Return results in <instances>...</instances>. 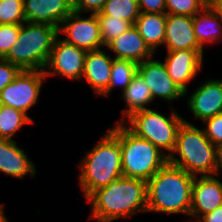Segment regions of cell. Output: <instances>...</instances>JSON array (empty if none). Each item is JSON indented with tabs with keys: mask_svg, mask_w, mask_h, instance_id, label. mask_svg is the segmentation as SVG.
<instances>
[{
	"mask_svg": "<svg viewBox=\"0 0 222 222\" xmlns=\"http://www.w3.org/2000/svg\"><path fill=\"white\" fill-rule=\"evenodd\" d=\"M207 3L206 0H166V14L193 17Z\"/></svg>",
	"mask_w": 222,
	"mask_h": 222,
	"instance_id": "obj_28",
	"label": "cell"
},
{
	"mask_svg": "<svg viewBox=\"0 0 222 222\" xmlns=\"http://www.w3.org/2000/svg\"><path fill=\"white\" fill-rule=\"evenodd\" d=\"M97 18L104 47L133 26L129 21L113 16L97 15Z\"/></svg>",
	"mask_w": 222,
	"mask_h": 222,
	"instance_id": "obj_26",
	"label": "cell"
},
{
	"mask_svg": "<svg viewBox=\"0 0 222 222\" xmlns=\"http://www.w3.org/2000/svg\"><path fill=\"white\" fill-rule=\"evenodd\" d=\"M96 15H108L124 19L133 25L140 15L138 0H107L103 8Z\"/></svg>",
	"mask_w": 222,
	"mask_h": 222,
	"instance_id": "obj_25",
	"label": "cell"
},
{
	"mask_svg": "<svg viewBox=\"0 0 222 222\" xmlns=\"http://www.w3.org/2000/svg\"><path fill=\"white\" fill-rule=\"evenodd\" d=\"M197 222H222V205L214 211L204 214Z\"/></svg>",
	"mask_w": 222,
	"mask_h": 222,
	"instance_id": "obj_34",
	"label": "cell"
},
{
	"mask_svg": "<svg viewBox=\"0 0 222 222\" xmlns=\"http://www.w3.org/2000/svg\"><path fill=\"white\" fill-rule=\"evenodd\" d=\"M176 154L180 156L177 157ZM168 162L193 176L219 175L216 146L199 129L184 119Z\"/></svg>",
	"mask_w": 222,
	"mask_h": 222,
	"instance_id": "obj_4",
	"label": "cell"
},
{
	"mask_svg": "<svg viewBox=\"0 0 222 222\" xmlns=\"http://www.w3.org/2000/svg\"><path fill=\"white\" fill-rule=\"evenodd\" d=\"M216 153H217V163L219 166V173H220V171L222 170V142L216 145Z\"/></svg>",
	"mask_w": 222,
	"mask_h": 222,
	"instance_id": "obj_35",
	"label": "cell"
},
{
	"mask_svg": "<svg viewBox=\"0 0 222 222\" xmlns=\"http://www.w3.org/2000/svg\"><path fill=\"white\" fill-rule=\"evenodd\" d=\"M122 95L128 109L121 110L123 115L121 119L123 121H119V123H124L125 118L130 117L133 113L147 109L146 106L154 101L149 87L138 73L122 92Z\"/></svg>",
	"mask_w": 222,
	"mask_h": 222,
	"instance_id": "obj_22",
	"label": "cell"
},
{
	"mask_svg": "<svg viewBox=\"0 0 222 222\" xmlns=\"http://www.w3.org/2000/svg\"><path fill=\"white\" fill-rule=\"evenodd\" d=\"M113 59L102 49L86 54L82 78L98 96L108 89Z\"/></svg>",
	"mask_w": 222,
	"mask_h": 222,
	"instance_id": "obj_18",
	"label": "cell"
},
{
	"mask_svg": "<svg viewBox=\"0 0 222 222\" xmlns=\"http://www.w3.org/2000/svg\"><path fill=\"white\" fill-rule=\"evenodd\" d=\"M33 123V119L21 110L2 105L0 108V138L13 140L23 125Z\"/></svg>",
	"mask_w": 222,
	"mask_h": 222,
	"instance_id": "obj_23",
	"label": "cell"
},
{
	"mask_svg": "<svg viewBox=\"0 0 222 222\" xmlns=\"http://www.w3.org/2000/svg\"><path fill=\"white\" fill-rule=\"evenodd\" d=\"M212 4L222 12V0H214Z\"/></svg>",
	"mask_w": 222,
	"mask_h": 222,
	"instance_id": "obj_37",
	"label": "cell"
},
{
	"mask_svg": "<svg viewBox=\"0 0 222 222\" xmlns=\"http://www.w3.org/2000/svg\"><path fill=\"white\" fill-rule=\"evenodd\" d=\"M194 176L167 162L147 181V211L190 215Z\"/></svg>",
	"mask_w": 222,
	"mask_h": 222,
	"instance_id": "obj_2",
	"label": "cell"
},
{
	"mask_svg": "<svg viewBox=\"0 0 222 222\" xmlns=\"http://www.w3.org/2000/svg\"><path fill=\"white\" fill-rule=\"evenodd\" d=\"M87 52L75 45L56 38L44 69L46 77L60 75L70 80H81Z\"/></svg>",
	"mask_w": 222,
	"mask_h": 222,
	"instance_id": "obj_10",
	"label": "cell"
},
{
	"mask_svg": "<svg viewBox=\"0 0 222 222\" xmlns=\"http://www.w3.org/2000/svg\"><path fill=\"white\" fill-rule=\"evenodd\" d=\"M215 176H194L189 215L194 219L197 218L194 222L222 205V182Z\"/></svg>",
	"mask_w": 222,
	"mask_h": 222,
	"instance_id": "obj_13",
	"label": "cell"
},
{
	"mask_svg": "<svg viewBox=\"0 0 222 222\" xmlns=\"http://www.w3.org/2000/svg\"><path fill=\"white\" fill-rule=\"evenodd\" d=\"M194 119L204 121L222 113V80L208 79L187 100Z\"/></svg>",
	"mask_w": 222,
	"mask_h": 222,
	"instance_id": "obj_14",
	"label": "cell"
},
{
	"mask_svg": "<svg viewBox=\"0 0 222 222\" xmlns=\"http://www.w3.org/2000/svg\"><path fill=\"white\" fill-rule=\"evenodd\" d=\"M21 24H0V58L3 59L16 43Z\"/></svg>",
	"mask_w": 222,
	"mask_h": 222,
	"instance_id": "obj_29",
	"label": "cell"
},
{
	"mask_svg": "<svg viewBox=\"0 0 222 222\" xmlns=\"http://www.w3.org/2000/svg\"><path fill=\"white\" fill-rule=\"evenodd\" d=\"M80 165V189L87 199L97 189L123 176L118 138L108 130L87 152Z\"/></svg>",
	"mask_w": 222,
	"mask_h": 222,
	"instance_id": "obj_3",
	"label": "cell"
},
{
	"mask_svg": "<svg viewBox=\"0 0 222 222\" xmlns=\"http://www.w3.org/2000/svg\"><path fill=\"white\" fill-rule=\"evenodd\" d=\"M107 0H74L73 11L76 12H92L97 14L101 11Z\"/></svg>",
	"mask_w": 222,
	"mask_h": 222,
	"instance_id": "obj_32",
	"label": "cell"
},
{
	"mask_svg": "<svg viewBox=\"0 0 222 222\" xmlns=\"http://www.w3.org/2000/svg\"><path fill=\"white\" fill-rule=\"evenodd\" d=\"M105 47L115 53L114 59L129 60L136 64L154 56V52L145 43L134 25L110 41Z\"/></svg>",
	"mask_w": 222,
	"mask_h": 222,
	"instance_id": "obj_17",
	"label": "cell"
},
{
	"mask_svg": "<svg viewBox=\"0 0 222 222\" xmlns=\"http://www.w3.org/2000/svg\"><path fill=\"white\" fill-rule=\"evenodd\" d=\"M137 73L149 87L153 100L162 98L171 102L185 96L168 75L164 63L153 57L139 63Z\"/></svg>",
	"mask_w": 222,
	"mask_h": 222,
	"instance_id": "obj_11",
	"label": "cell"
},
{
	"mask_svg": "<svg viewBox=\"0 0 222 222\" xmlns=\"http://www.w3.org/2000/svg\"><path fill=\"white\" fill-rule=\"evenodd\" d=\"M23 0H0V24H23Z\"/></svg>",
	"mask_w": 222,
	"mask_h": 222,
	"instance_id": "obj_27",
	"label": "cell"
},
{
	"mask_svg": "<svg viewBox=\"0 0 222 222\" xmlns=\"http://www.w3.org/2000/svg\"><path fill=\"white\" fill-rule=\"evenodd\" d=\"M25 21L48 24L59 28L61 22L73 11L70 0H23Z\"/></svg>",
	"mask_w": 222,
	"mask_h": 222,
	"instance_id": "obj_15",
	"label": "cell"
},
{
	"mask_svg": "<svg viewBox=\"0 0 222 222\" xmlns=\"http://www.w3.org/2000/svg\"><path fill=\"white\" fill-rule=\"evenodd\" d=\"M204 50H175L167 51L165 61H163L167 73L173 82L185 92L197 73L203 67Z\"/></svg>",
	"mask_w": 222,
	"mask_h": 222,
	"instance_id": "obj_12",
	"label": "cell"
},
{
	"mask_svg": "<svg viewBox=\"0 0 222 222\" xmlns=\"http://www.w3.org/2000/svg\"><path fill=\"white\" fill-rule=\"evenodd\" d=\"M44 80L46 81L44 71L21 70L0 92V102L27 114V111L37 103Z\"/></svg>",
	"mask_w": 222,
	"mask_h": 222,
	"instance_id": "obj_8",
	"label": "cell"
},
{
	"mask_svg": "<svg viewBox=\"0 0 222 222\" xmlns=\"http://www.w3.org/2000/svg\"><path fill=\"white\" fill-rule=\"evenodd\" d=\"M125 120L126 123L129 122L125 126L131 132L150 141L167 156H170L175 148L177 131L184 121L175 109L166 117L150 108L135 112Z\"/></svg>",
	"mask_w": 222,
	"mask_h": 222,
	"instance_id": "obj_7",
	"label": "cell"
},
{
	"mask_svg": "<svg viewBox=\"0 0 222 222\" xmlns=\"http://www.w3.org/2000/svg\"><path fill=\"white\" fill-rule=\"evenodd\" d=\"M192 18L195 37L202 48L205 43L222 39V12L212 3H207Z\"/></svg>",
	"mask_w": 222,
	"mask_h": 222,
	"instance_id": "obj_20",
	"label": "cell"
},
{
	"mask_svg": "<svg viewBox=\"0 0 222 222\" xmlns=\"http://www.w3.org/2000/svg\"><path fill=\"white\" fill-rule=\"evenodd\" d=\"M20 71L18 66L0 58V92L15 79Z\"/></svg>",
	"mask_w": 222,
	"mask_h": 222,
	"instance_id": "obj_31",
	"label": "cell"
},
{
	"mask_svg": "<svg viewBox=\"0 0 222 222\" xmlns=\"http://www.w3.org/2000/svg\"><path fill=\"white\" fill-rule=\"evenodd\" d=\"M0 171L8 176L23 179L28 174H36V167L24 149L15 140L0 138Z\"/></svg>",
	"mask_w": 222,
	"mask_h": 222,
	"instance_id": "obj_19",
	"label": "cell"
},
{
	"mask_svg": "<svg viewBox=\"0 0 222 222\" xmlns=\"http://www.w3.org/2000/svg\"><path fill=\"white\" fill-rule=\"evenodd\" d=\"M208 3H212L214 0H206Z\"/></svg>",
	"mask_w": 222,
	"mask_h": 222,
	"instance_id": "obj_38",
	"label": "cell"
},
{
	"mask_svg": "<svg viewBox=\"0 0 222 222\" xmlns=\"http://www.w3.org/2000/svg\"><path fill=\"white\" fill-rule=\"evenodd\" d=\"M58 36L57 27L24 22L16 43L3 59L21 70L44 71Z\"/></svg>",
	"mask_w": 222,
	"mask_h": 222,
	"instance_id": "obj_6",
	"label": "cell"
},
{
	"mask_svg": "<svg viewBox=\"0 0 222 222\" xmlns=\"http://www.w3.org/2000/svg\"><path fill=\"white\" fill-rule=\"evenodd\" d=\"M82 13L72 11L60 24L59 35L62 33L65 42L75 45L80 49L89 51L100 50L104 47L98 18L96 14H90L88 18L81 16Z\"/></svg>",
	"mask_w": 222,
	"mask_h": 222,
	"instance_id": "obj_9",
	"label": "cell"
},
{
	"mask_svg": "<svg viewBox=\"0 0 222 222\" xmlns=\"http://www.w3.org/2000/svg\"><path fill=\"white\" fill-rule=\"evenodd\" d=\"M91 203V219L111 222L131 217L136 212L147 211V181L120 177L106 187L94 191L88 198Z\"/></svg>",
	"mask_w": 222,
	"mask_h": 222,
	"instance_id": "obj_1",
	"label": "cell"
},
{
	"mask_svg": "<svg viewBox=\"0 0 222 222\" xmlns=\"http://www.w3.org/2000/svg\"><path fill=\"white\" fill-rule=\"evenodd\" d=\"M205 128L203 131L206 137L213 145H218L222 142V113L203 121Z\"/></svg>",
	"mask_w": 222,
	"mask_h": 222,
	"instance_id": "obj_30",
	"label": "cell"
},
{
	"mask_svg": "<svg viewBox=\"0 0 222 222\" xmlns=\"http://www.w3.org/2000/svg\"><path fill=\"white\" fill-rule=\"evenodd\" d=\"M140 13H166V0H138Z\"/></svg>",
	"mask_w": 222,
	"mask_h": 222,
	"instance_id": "obj_33",
	"label": "cell"
},
{
	"mask_svg": "<svg viewBox=\"0 0 222 222\" xmlns=\"http://www.w3.org/2000/svg\"><path fill=\"white\" fill-rule=\"evenodd\" d=\"M134 26L154 53L164 45L166 13H140Z\"/></svg>",
	"mask_w": 222,
	"mask_h": 222,
	"instance_id": "obj_21",
	"label": "cell"
},
{
	"mask_svg": "<svg viewBox=\"0 0 222 222\" xmlns=\"http://www.w3.org/2000/svg\"><path fill=\"white\" fill-rule=\"evenodd\" d=\"M4 204H0V222H8V219L6 218L4 211H3Z\"/></svg>",
	"mask_w": 222,
	"mask_h": 222,
	"instance_id": "obj_36",
	"label": "cell"
},
{
	"mask_svg": "<svg viewBox=\"0 0 222 222\" xmlns=\"http://www.w3.org/2000/svg\"><path fill=\"white\" fill-rule=\"evenodd\" d=\"M137 68L138 64L132 61L113 59L109 86L101 96H110L111 91L117 86L121 87L123 92L136 75Z\"/></svg>",
	"mask_w": 222,
	"mask_h": 222,
	"instance_id": "obj_24",
	"label": "cell"
},
{
	"mask_svg": "<svg viewBox=\"0 0 222 222\" xmlns=\"http://www.w3.org/2000/svg\"><path fill=\"white\" fill-rule=\"evenodd\" d=\"M164 45L167 51L204 49L195 37L193 18L187 15L166 14Z\"/></svg>",
	"mask_w": 222,
	"mask_h": 222,
	"instance_id": "obj_16",
	"label": "cell"
},
{
	"mask_svg": "<svg viewBox=\"0 0 222 222\" xmlns=\"http://www.w3.org/2000/svg\"><path fill=\"white\" fill-rule=\"evenodd\" d=\"M124 123L109 129L119 140L123 177L148 181L168 162V156L150 141L136 136Z\"/></svg>",
	"mask_w": 222,
	"mask_h": 222,
	"instance_id": "obj_5",
	"label": "cell"
}]
</instances>
